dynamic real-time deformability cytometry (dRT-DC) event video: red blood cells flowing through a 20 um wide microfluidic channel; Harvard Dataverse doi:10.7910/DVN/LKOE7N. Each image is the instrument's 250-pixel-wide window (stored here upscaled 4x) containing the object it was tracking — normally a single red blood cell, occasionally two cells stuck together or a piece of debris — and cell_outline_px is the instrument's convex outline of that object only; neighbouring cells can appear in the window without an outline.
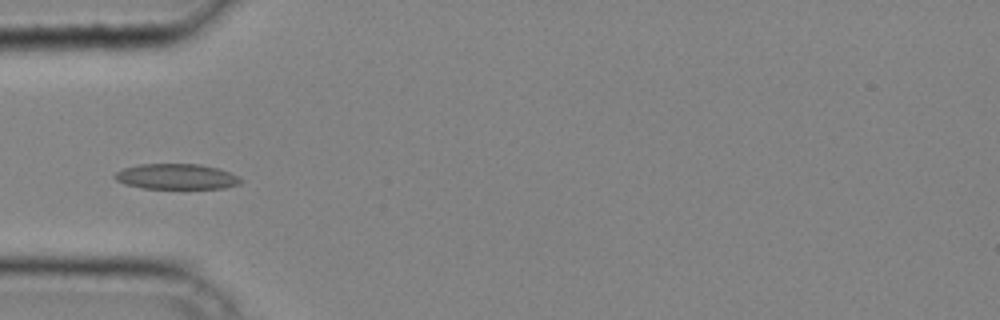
{"species": "common noctule bat (a hibernating species)", "species_latin": "Nyctalus noctula", "temperature_condition": "cold", "stored_images_in_passage": 40, "camera_frame_rate_fps": 3000, "um_per_image_px": 0.085, "animal": {"sex": "male", "body_mass_g": 20.4}, "frame": {"image": 1, "passage_image": 14, "time_ms": 4.333, "image_size_px": [1000, 320], "cell_outline_px": [[244, 180], [240, 184], [224, 188], [144, 188], [124, 184], [116, 180], [112, 176], [116, 172], [124, 168], [140, 164], [200, 164], [220, 168]], "centroid_in_image_um": [14.99, 15.0], "position_along_channel_um": 70.0, "area_um2": 18.67}}
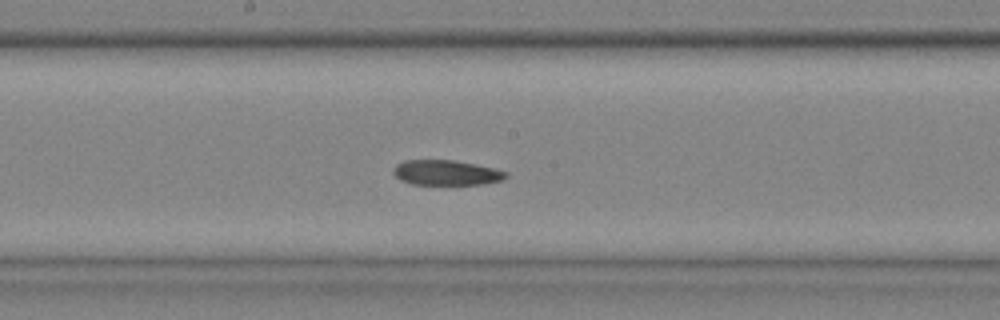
{"frame": {"image": 2, "passage_image": 23, "time_ms": 7.333, "image_size_px": [1000, 320], "cell_outline_px": [[508, 176], [504, 180], [480, 184], [412, 184], [400, 180], [392, 172], [392, 168], [396, 164], [404, 160], [456, 160], [476, 164], [508, 172]], "centroid_in_image_um": [37.92, 14.67], "position_along_channel_um": 210.3, "area_um2": 16.53}}
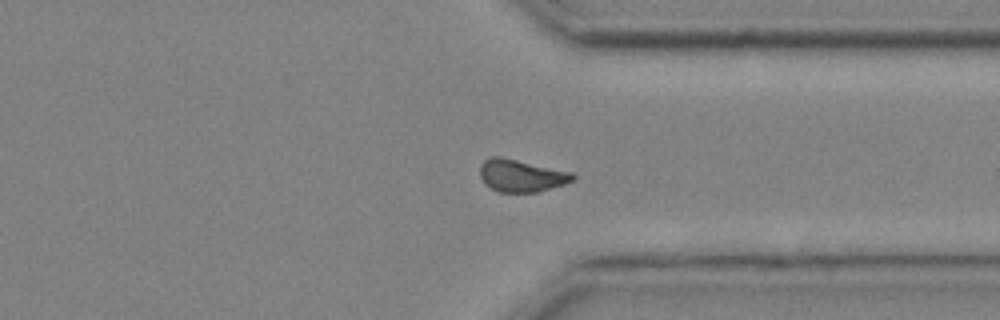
{"frame": {"image": 3, "passage_image": 33, "time_ms": 10.667, "image_size_px": [1000, 320], "cell_outline_px": [[576, 180], [564, 184], [536, 192], [500, 192], [484, 184], [480, 176], [480, 164], [484, 160], [492, 156], [500, 156], [572, 172], [576, 176]], "centroid_in_image_um": [44.3, 14.92], "position_along_channel_um": 367.1, "area_um2": 17.51}}